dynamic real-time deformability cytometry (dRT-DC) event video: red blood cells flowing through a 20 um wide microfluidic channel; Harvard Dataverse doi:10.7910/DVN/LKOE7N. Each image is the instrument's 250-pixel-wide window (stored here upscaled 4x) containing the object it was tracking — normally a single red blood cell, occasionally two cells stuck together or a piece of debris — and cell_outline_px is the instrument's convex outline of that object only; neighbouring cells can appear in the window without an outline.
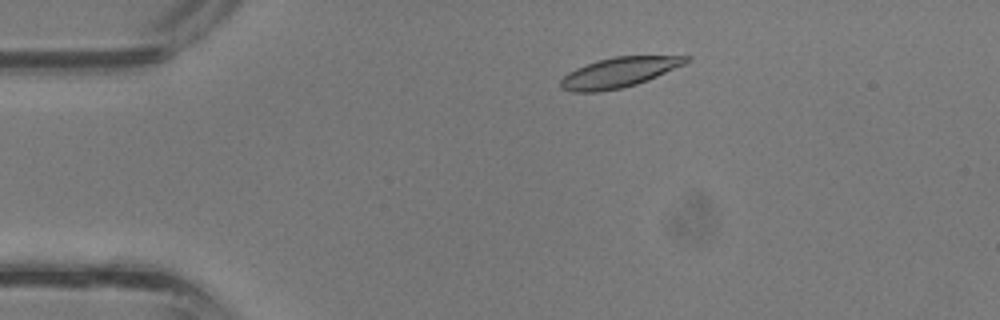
{"species": "common noctule bat (a hibernating species)", "species_latin": "Nyctalus noctula", "temperature_condition": "room temperature", "stored_images_in_passage": 36, "camera_frame_rate_fps": 3000, "um_per_image_px": 0.085, "animal": {"sex": "male", "body_mass_g": 13.3}, "frame": {"image": 1, "passage_image": 5, "time_ms": 1.333, "image_size_px": [1000, 320], "cell_outline_px": [[692, 60], [684, 64], [648, 80], [636, 84], [620, 88], [600, 92], [572, 92], [560, 88], [560, 80], [568, 72], [576, 68], [612, 56], [692, 56]], "centroid_in_image_um": [52.61, 6.16], "position_along_channel_um": 32.4, "area_um2": 21.85}}
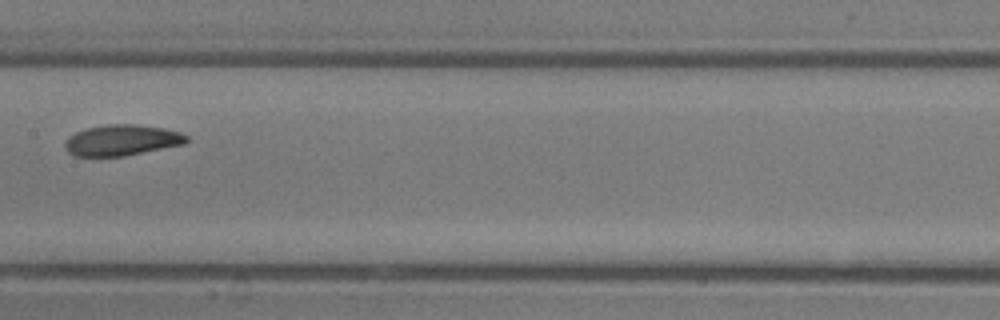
{"frame": {"image": 2, "passage_image": 17, "time_ms": 5.333, "image_size_px": [1000, 320], "cell_outline_px": [[188, 140], [184, 144], [124, 156], [72, 156], [64, 148], [64, 144], [76, 132], [88, 128], [108, 124], [136, 124], [164, 128], [180, 132], [188, 136]], "centroid_in_image_um": [10.37, 11.92], "position_along_channel_um": 197.0, "area_um2": 21.73}}
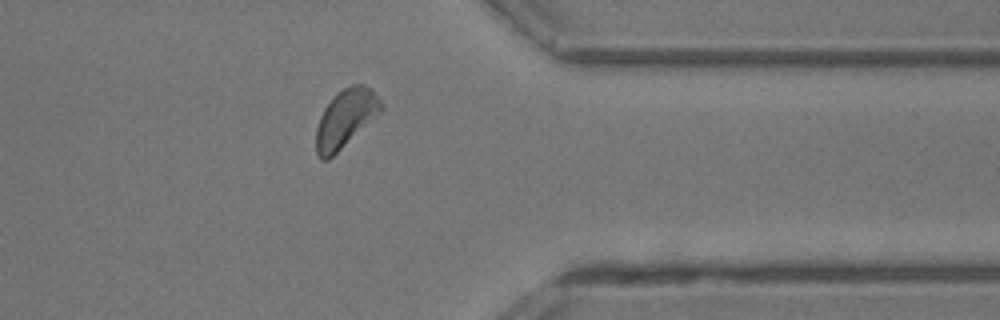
{"frame": {"image": 3, "passage_image": 28, "time_ms": 9.0, "image_size_px": [1000, 320], "cell_outline_px": [[384, 108], [380, 112], [328, 160], [320, 160], [316, 152], [316, 128], [320, 116], [324, 108], [336, 92], [352, 84], [364, 84], [372, 88], [380, 100]], "centroid_in_image_um": [29.35, 10.04], "position_along_channel_um": 382.0, "area_um2": 21.73}}